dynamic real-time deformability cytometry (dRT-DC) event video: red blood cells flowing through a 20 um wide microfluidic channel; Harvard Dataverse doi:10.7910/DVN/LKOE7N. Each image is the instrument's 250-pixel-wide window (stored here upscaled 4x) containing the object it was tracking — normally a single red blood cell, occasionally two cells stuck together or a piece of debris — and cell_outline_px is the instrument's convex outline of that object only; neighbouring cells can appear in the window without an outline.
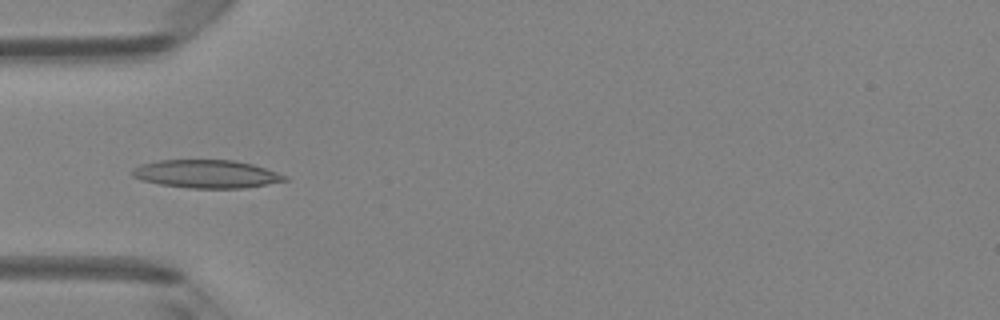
{"species": "Egyptian fruit bat (a non-hibernating species)", "species_latin": "Rousettus aegyptiacus", "temperature_condition": "room temperature", "stored_images_in_passage": 27, "camera_frame_rate_fps": 3000, "um_per_image_px": 0.085, "animal": {"sex": "female"}, "frame": {"image": 1, "passage_image": 2, "time_ms": 0.333, "image_size_px": [1000, 320], "cell_outline_px": [[288, 180], [244, 188], [188, 188], [160, 184], [140, 180], [132, 176], [132, 168], [140, 164], [160, 160], [232, 160], [252, 164], [288, 176]], "centroid_in_image_um": [17.51, 14.79], "position_along_channel_um": 67.5, "area_um2": 24.91}}
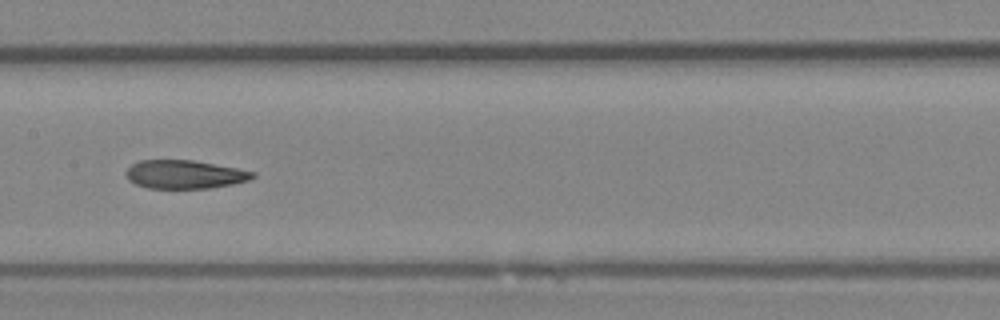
{"frame": {"image": 2, "passage_image": 11, "time_ms": 3.333, "image_size_px": [1000, 320], "cell_outline_px": [[256, 176], [248, 180], [232, 184], [208, 188], [148, 188], [136, 184], [128, 180], [124, 172], [132, 164], [140, 160], [192, 160], [236, 168], [256, 172]], "centroid_in_image_um": [15.67, 14.82], "position_along_channel_um": 191.7, "area_um2": 20.92}}
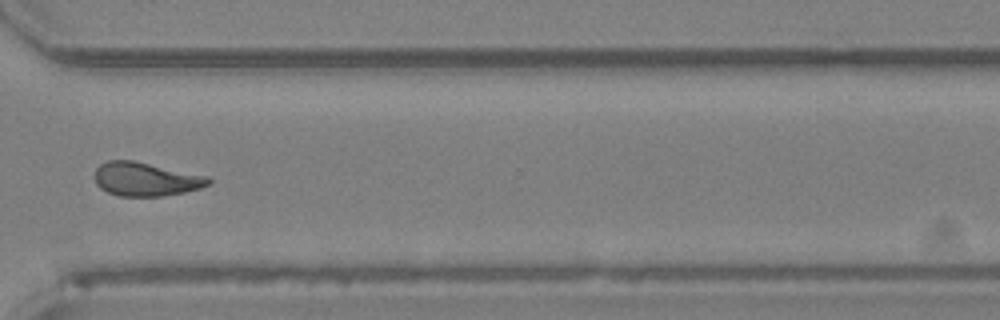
{"frame": {"image": 3, "passage_image": 23, "time_ms": 7.333, "image_size_px": [1000, 320], "cell_outline_px": [[212, 180], [208, 184], [200, 188], [184, 192], [164, 196], [120, 196], [108, 192], [100, 188], [96, 184], [96, 168], [100, 164], [108, 160], [132, 160], [208, 176]], "centroid_in_image_um": [12.39, 15.23], "position_along_channel_um": 358.2, "area_um2": 22.2}, "authors_computed_cell_mechanics": {"area_um2": 21.9062, "velocity_mm_per_s": 4.1532, "shape_relaxation_time_tau1_ms": null, "shape_relaxation_time_tau2_ms": 3.4761, "deformation_change_tau1": null, "deformation_change_tau2": 0.0974}}